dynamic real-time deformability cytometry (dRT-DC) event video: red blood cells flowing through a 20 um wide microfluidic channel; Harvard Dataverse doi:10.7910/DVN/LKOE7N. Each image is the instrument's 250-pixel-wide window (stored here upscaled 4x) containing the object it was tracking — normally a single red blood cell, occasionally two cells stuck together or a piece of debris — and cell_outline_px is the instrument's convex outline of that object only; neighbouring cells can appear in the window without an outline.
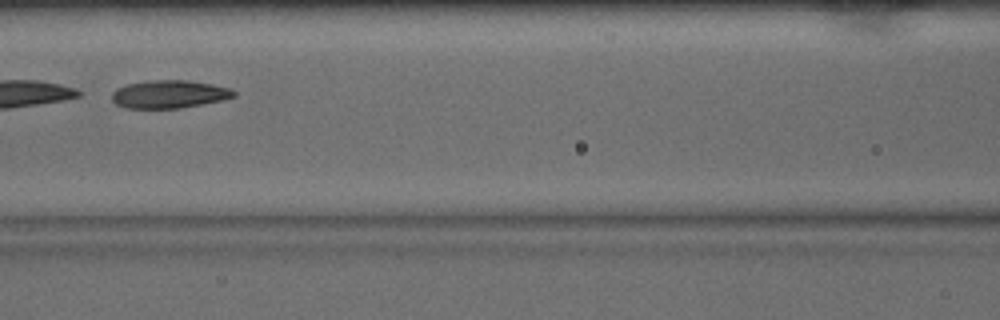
{"species": "common noctule bat (a hibernating species)", "species_latin": "Nyctalus noctula", "temperature_condition": "warm", "stored_images_in_passage": 27, "camera_frame_rate_fps": 3000, "um_per_image_px": 0.085, "animal": {"sex": "male", "body_mass_g": 15.6}, "frame": {"image": 1, "passage_image": 14, "time_ms": 4.333, "image_size_px": [1000, 320], "cell_outline_px": [[236, 96], [224, 100], [176, 108], [124, 108], [116, 104], [112, 100], [112, 92], [116, 88], [128, 84], [148, 80], [184, 80], [212, 84], [232, 88], [236, 92]], "centroid_in_image_um": [14.39, 8.0], "position_along_channel_um": 152.2, "area_um2": 19.88}}